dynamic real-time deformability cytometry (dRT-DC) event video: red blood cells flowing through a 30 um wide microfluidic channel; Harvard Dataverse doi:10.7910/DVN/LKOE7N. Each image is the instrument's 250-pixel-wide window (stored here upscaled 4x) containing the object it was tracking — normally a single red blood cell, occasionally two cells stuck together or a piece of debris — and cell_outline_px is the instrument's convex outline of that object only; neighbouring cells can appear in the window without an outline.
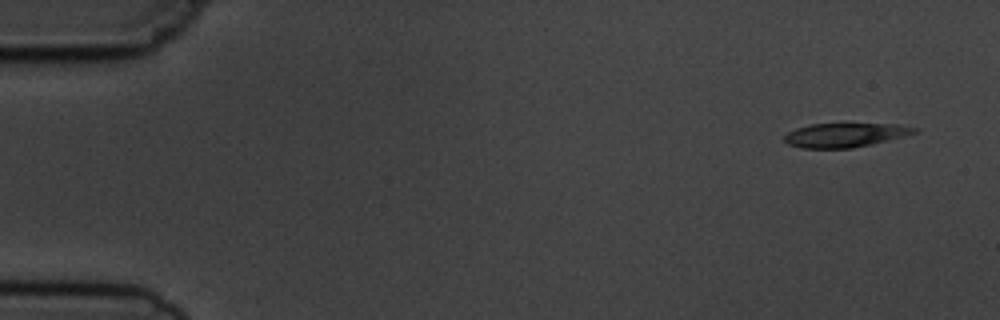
{"species": "common noctule bat (a hibernating species)", "species_latin": "Nyctalus noctula", "temperature_condition": "cold", "stored_images_in_passage": 15, "camera_frame_rate_fps": 3000, "um_per_image_px": 0.085, "animal": {"sex": "male", "body_mass_g": 19.5, "forearm_length_mm": 54.6}, "frame": {"image": 1, "passage_image": 1, "time_ms": 0.0, "image_size_px": [1000, 320], "cell_outline_px": [[920, 128], [916, 132], [904, 136], [872, 144], [852, 148], [800, 148], [788, 144], [784, 140], [784, 136], [788, 132], [796, 128], [812, 124], [896, 124]], "centroid_in_image_um": [71.82, 11.48], "position_along_channel_um": 13.2, "area_um2": 18.15}}
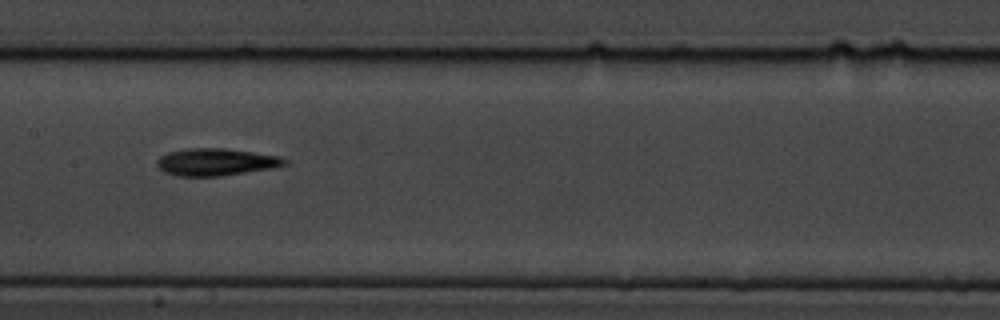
{"frame": {"image": 2, "passage_image": 8, "time_ms": 8.0, "image_size_px": [1000, 320], "cell_outline_px": [[288, 164], [272, 168], [220, 176], [176, 176], [164, 172], [156, 164], [156, 160], [160, 156], [168, 152], [188, 148], [224, 148], [280, 156], [288, 160]], "centroid_in_image_um": [18.34, 13.77], "position_along_channel_um": 189.1, "area_um2": 20.29}}
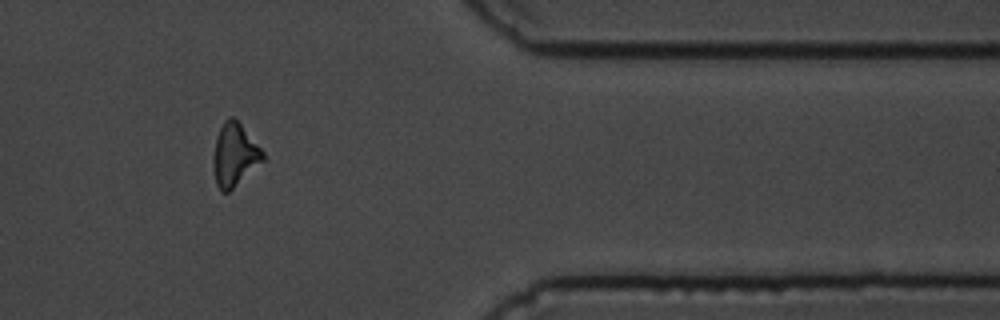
{"frame": {"image": 3, "passage_image": 13, "time_ms": 14.0, "image_size_px": [1000, 320], "cell_outline_px": [[264, 160], [228, 192], [220, 192], [216, 184], [212, 164], [212, 160], [216, 136], [224, 120], [228, 116], [232, 116], [240, 124], [264, 152]], "centroid_in_image_um": [19.9, 13.17], "position_along_channel_um": 391.5, "area_um2": 18.03}, "authors_computed_cell_mechanics": {"area_um2": 18.4382, "velocity_mm_per_s": 3.7102, "shape_relaxation_time_tau1_ms": 3.4621, "shape_relaxation_time_tau2_ms": null, "deformation_change_tau1": 0.1008, "deformation_change_tau2": null}}